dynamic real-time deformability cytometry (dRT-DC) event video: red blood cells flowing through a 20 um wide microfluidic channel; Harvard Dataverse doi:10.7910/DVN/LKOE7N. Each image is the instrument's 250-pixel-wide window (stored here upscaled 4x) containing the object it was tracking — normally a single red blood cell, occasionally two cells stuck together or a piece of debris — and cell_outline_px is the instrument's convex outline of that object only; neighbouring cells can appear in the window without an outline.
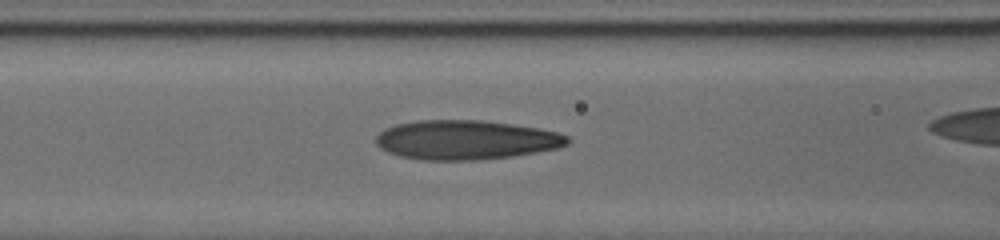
{"species": "human", "species_latin": "Homo sapiens", "temperature_condition": "cold", "stored_images_in_passage": 49, "camera_frame_rate_fps": 3000, "um_per_image_px": 0.085, "donor": {"sex": "male"}, "frame": {"image": 1, "passage_image": 21, "time_ms": 4.667, "image_size_px": [1000, 240], "cell_outline_px": [[568, 144], [556, 148], [536, 152], [512, 156], [476, 160], [420, 160], [400, 156], [388, 152], [380, 148], [376, 144], [376, 136], [380, 132], [396, 124], [420, 120], [484, 120], [512, 124], [536, 128], [556, 132], [568, 136]], "centroid_in_image_um": [39.57, 11.89], "position_along_channel_um": 127.0, "area_um2": 43.7}}
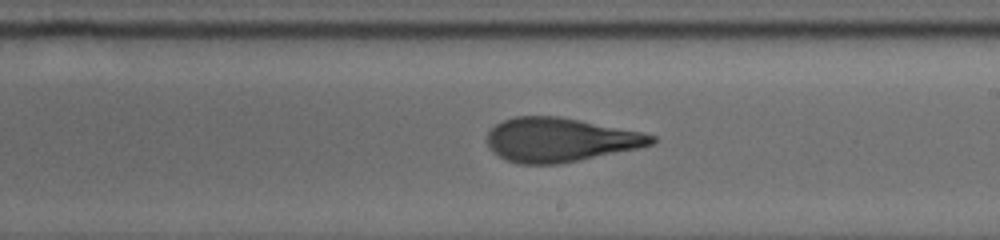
{"frame": {"image": 2, "passage_image": 33, "time_ms": 7.667, "image_size_px": [1000, 240], "cell_outline_px": [[656, 140], [652, 144], [640, 148], [560, 164], [516, 164], [504, 160], [488, 148], [488, 132], [496, 124], [504, 120], [516, 116], [556, 116], [644, 132], [656, 136]], "centroid_in_image_um": [47.6, 11.9], "position_along_channel_um": 241.4, "area_um2": 42.25}}
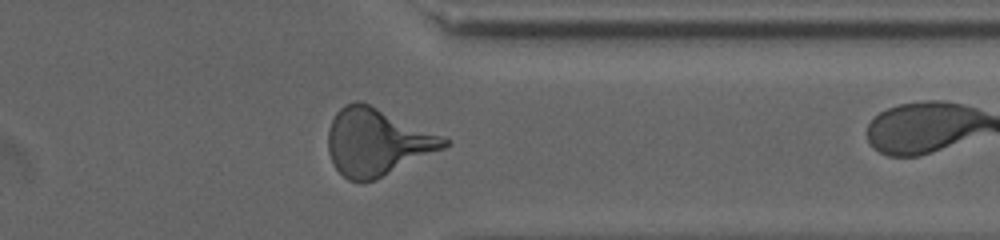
{"frame": {"image": 3, "passage_image": 48, "time_ms": 11.333, "image_size_px": [1000, 240], "cell_outline_px": [[448, 144], [444, 148], [376, 180], [360, 184], [348, 180], [336, 168], [328, 152], [328, 128], [336, 112], [344, 104], [356, 100], [360, 100], [440, 136], [448, 140]], "centroid_in_image_um": [31.97, 12.1], "position_along_channel_um": 379.4, "area_um2": 44.85}}